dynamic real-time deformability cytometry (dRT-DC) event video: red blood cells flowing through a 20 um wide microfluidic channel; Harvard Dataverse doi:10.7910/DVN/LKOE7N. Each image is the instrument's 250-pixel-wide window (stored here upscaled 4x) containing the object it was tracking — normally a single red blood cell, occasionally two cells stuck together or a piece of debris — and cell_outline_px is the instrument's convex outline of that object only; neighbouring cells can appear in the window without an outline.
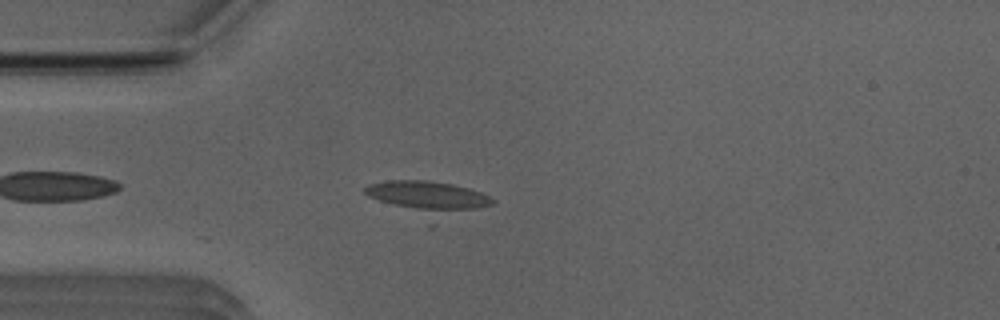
{"species": "Egyptian fruit bat (a non-hibernating species)", "species_latin": "Rousettus aegyptiacus", "temperature_condition": "room temperature", "stored_images_in_passage": 30, "camera_frame_rate_fps": 3000, "um_per_image_px": 0.085, "animal": {"sex": "male"}, "frame": {"image": 1, "passage_image": 5, "time_ms": 1.333, "image_size_px": [1000, 320], "cell_outline_px": [[496, 200], [492, 204], [432, 228], [368, 196], [364, 192], [364, 188], [368, 184], [388, 180], [428, 180], [452, 184], [468, 188], [480, 192]], "centroid_in_image_um": [36.4, 16.97], "position_along_channel_um": 48.6, "area_um2": 27.22}}
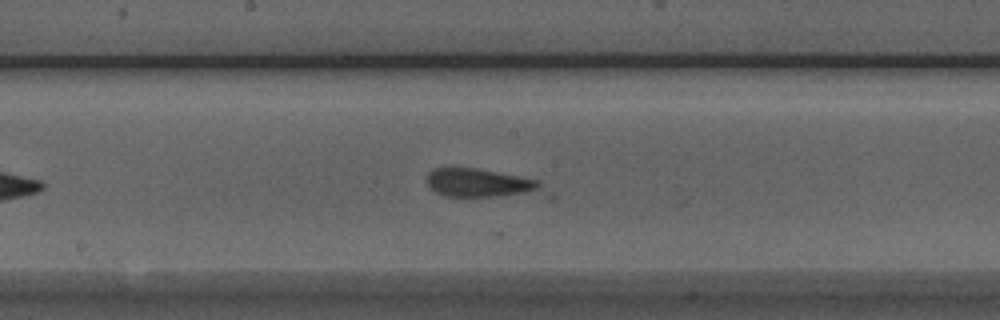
{"frame": {"image": 2, "passage_image": 18, "time_ms": 5.667, "image_size_px": [1000, 320], "cell_outline_px": [[556, 196], [552, 200], [548, 200], [444, 196], [428, 188], [428, 172], [432, 168], [476, 168], [520, 176], [540, 180]], "centroid_in_image_um": [41.31, 15.69], "position_along_channel_um": 206.9, "area_um2": 22.02}}
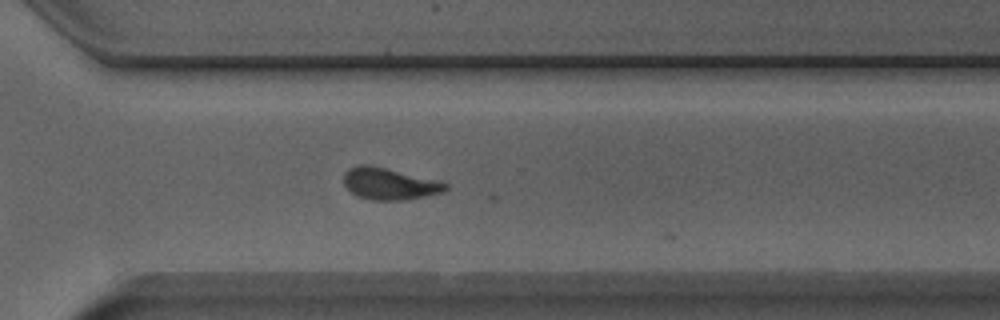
{"frame": {"image": 3, "passage_image": 28, "time_ms": 9.0, "image_size_px": [1000, 320], "cell_outline_px": [[448, 188], [444, 192], [404, 200], [372, 200], [356, 196], [344, 184], [344, 172], [348, 168], [360, 164], [368, 164], [448, 184]], "centroid_in_image_um": [33.03, 15.63], "position_along_channel_um": 337.6, "area_um2": 18.38}}